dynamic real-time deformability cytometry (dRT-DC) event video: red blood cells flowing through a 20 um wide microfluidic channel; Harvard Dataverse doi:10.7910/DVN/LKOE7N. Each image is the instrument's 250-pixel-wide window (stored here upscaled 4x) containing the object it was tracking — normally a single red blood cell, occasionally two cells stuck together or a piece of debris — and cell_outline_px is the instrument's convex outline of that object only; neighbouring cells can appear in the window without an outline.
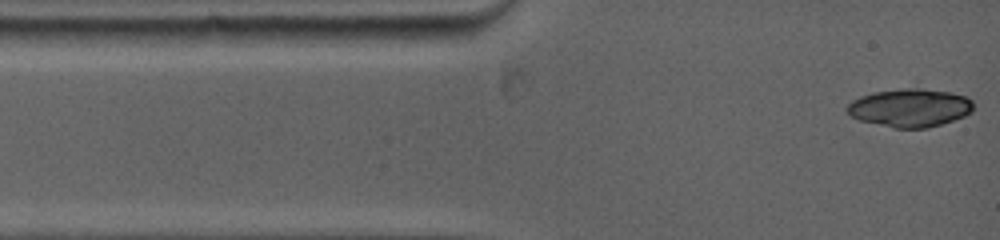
{"species": "common noctule bat (a hibernating species)", "species_latin": "Nyctalus noctula", "temperature_condition": "warm", "stored_images_in_passage": 6, "camera_frame_rate_fps": 5000, "um_per_image_px": 0.085, "animal": {"sex": "female", "body_mass_g": 19.0, "forearm_length_mm": 53.3}, "frame": {"image": 1, "passage_image": 1, "time_ms": 0.0, "image_size_px": [1000, 240], "cell_outline_px": [[972, 112], [964, 116], [928, 128], [896, 128], [860, 120], [852, 116], [844, 108], [852, 100], [860, 96], [872, 92], [904, 88], [920, 88], [948, 92], [968, 96], [972, 100]], "centroid_in_image_um": [77.34, 9.15], "position_along_channel_um": 7.7, "area_um2": 28.03}}